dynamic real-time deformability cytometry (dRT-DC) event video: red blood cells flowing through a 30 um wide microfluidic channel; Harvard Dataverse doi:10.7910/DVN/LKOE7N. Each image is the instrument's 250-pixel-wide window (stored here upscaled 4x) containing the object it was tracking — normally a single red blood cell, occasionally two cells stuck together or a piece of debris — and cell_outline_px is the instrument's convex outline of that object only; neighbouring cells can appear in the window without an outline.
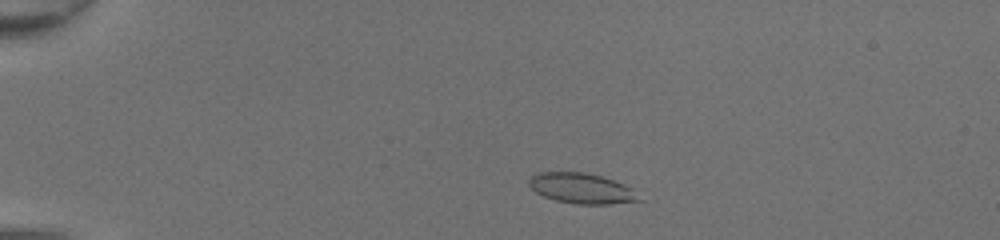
{"species": "common noctule bat (a hibernating species)", "species_latin": "Nyctalus noctula", "temperature_condition": "room temperature", "stored_images_in_passage": 43, "camera_frame_rate_fps": 3000, "um_per_image_px": 0.085, "animal": {"sex": "female", "body_mass_g": 20.0, "forearm_length_mm": 54.0}, "frame": {"image": 1, "passage_image": 6, "time_ms": 1.667, "image_size_px": [1000, 240], "cell_outline_px": [[644, 200], [608, 204], [576, 204], [556, 200], [544, 196], [536, 192], [528, 184], [528, 180], [536, 172], [584, 172], [600, 176], [624, 184], [632, 188]], "centroid_in_image_um": [49.44, 16.01], "position_along_channel_um": 35.6, "area_um2": 19.42}}
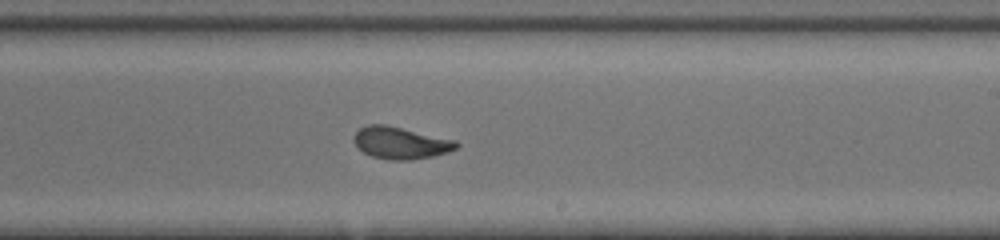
{"frame": {"image": 2, "passage_image": 26, "time_ms": 8.333, "image_size_px": [1000, 240], "cell_outline_px": [[460, 144], [456, 148], [448, 152], [432, 156], [412, 160], [388, 160], [372, 156], [364, 152], [356, 144], [356, 132], [360, 128], [368, 124], [384, 124], [456, 140]], "centroid_in_image_um": [34.09, 12.15], "position_along_channel_um": 254.9, "area_um2": 18.84}}
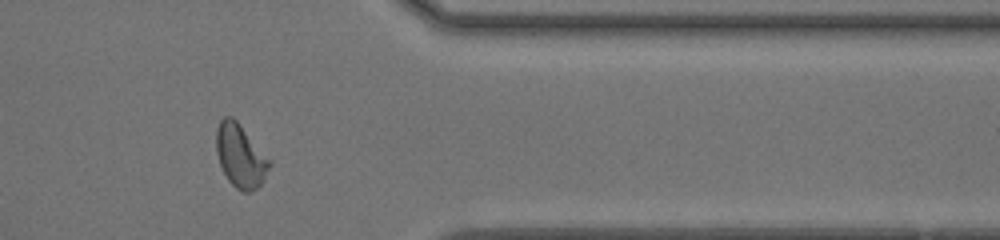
{"frame": {"image": 3, "passage_image": 36, "time_ms": 11.667, "image_size_px": [1000, 240], "cell_outline_px": [[272, 164], [264, 180], [256, 188], [248, 192], [244, 192], [236, 188], [228, 180], [220, 164], [216, 152], [216, 128], [220, 120], [224, 116], [232, 116], [236, 120], [272, 160]], "centroid_in_image_um": [20.45, 13.23], "position_along_channel_um": 390.9, "area_um2": 19.71}, "authors_computed_cell_mechanics": {"area_um2": 19.2474, "velocity_mm_per_s": 4.3649, "shape_relaxation_time_tau1_ms": 7.4049, "shape_relaxation_time_tau2_ms": 0.7732, "deformation_change_tau1": 0.2315, "deformation_change_tau2": 0.0604}}